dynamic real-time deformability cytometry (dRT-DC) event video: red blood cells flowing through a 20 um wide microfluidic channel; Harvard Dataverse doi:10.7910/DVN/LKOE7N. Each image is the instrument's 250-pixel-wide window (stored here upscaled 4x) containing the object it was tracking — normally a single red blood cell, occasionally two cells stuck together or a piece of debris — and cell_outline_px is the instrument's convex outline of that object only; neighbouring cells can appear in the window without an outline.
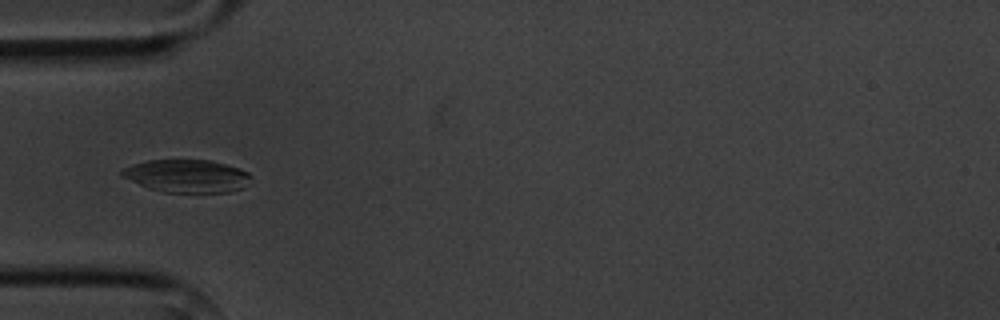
{"species": "common noctule bat (a hibernating species)", "species_latin": "Nyctalus noctula", "temperature_condition": "cold", "stored_images_in_passage": 8, "camera_frame_rate_fps": 3000, "um_per_image_px": 0.085, "animal": {"sex": "male", "body_mass_g": 20.1, "forearm_length_mm": 53.5}, "frame": {"image": 1, "passage_image": 4, "time_ms": 4.667, "image_size_px": [1000, 320], "cell_outline_px": [[252, 176], [244, 188], [228, 192], [164, 192], [148, 188], [120, 176], [120, 168], [132, 164], [148, 160], [212, 160], [248, 172]], "centroid_in_image_um": [15.84, 14.96], "position_along_channel_um": 69.2, "area_um2": 24.74}}
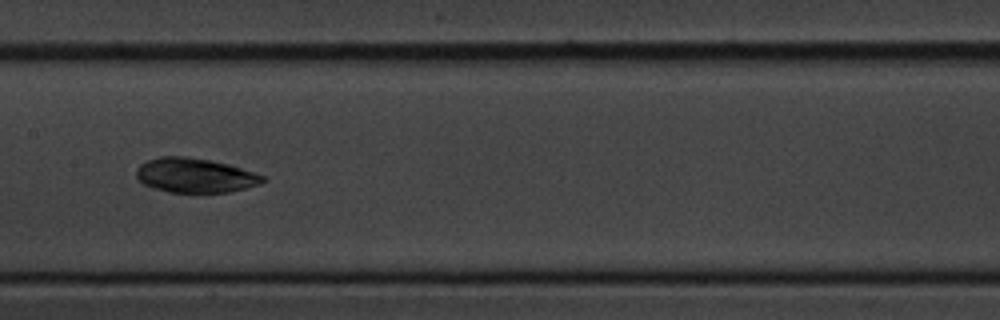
{"frame": {"image": 2, "passage_image": 7, "time_ms": 8.0, "image_size_px": [1000, 320], "cell_outline_px": [[264, 180], [260, 184], [248, 188], [228, 192], [168, 192], [152, 188], [144, 184], [136, 176], [136, 168], [140, 164], [148, 160], [160, 156], [184, 156], [208, 160], [228, 164], [264, 176]], "centroid_in_image_um": [16.54, 14.91], "position_along_channel_um": 190.9, "area_um2": 25.26}}
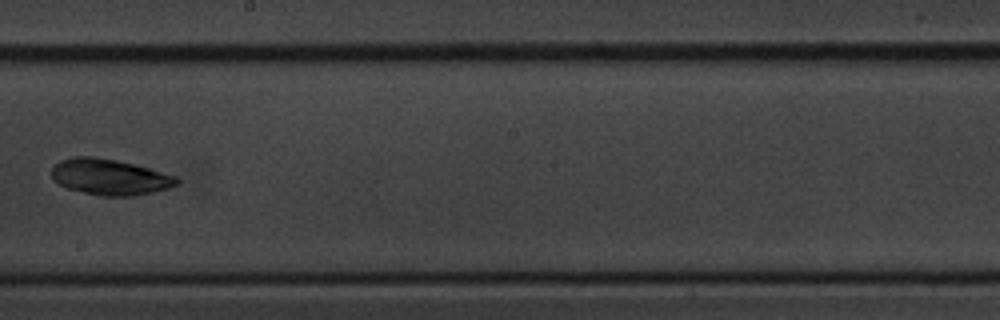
{"frame": {"image": 3, "passage_image": 8, "time_ms": 9.333, "image_size_px": [1000, 320], "cell_outline_px": [[180, 184], [168, 188], [136, 196], [100, 196], [68, 188], [52, 180], [52, 168], [60, 160], [72, 156], [92, 156], [116, 160], [148, 168], [176, 176], [180, 180]], "centroid_in_image_um": [9.33, 15.04], "position_along_channel_um": 238.9, "area_um2": 26.18}}